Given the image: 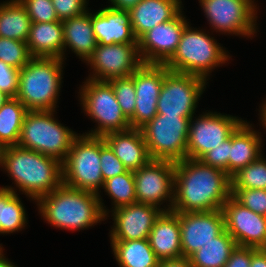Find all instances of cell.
Listing matches in <instances>:
<instances>
[{
	"mask_svg": "<svg viewBox=\"0 0 266 267\" xmlns=\"http://www.w3.org/2000/svg\"><path fill=\"white\" fill-rule=\"evenodd\" d=\"M230 196L231 177L224 170L191 158L175 163L172 211L219 210Z\"/></svg>",
	"mask_w": 266,
	"mask_h": 267,
	"instance_id": "1",
	"label": "cell"
},
{
	"mask_svg": "<svg viewBox=\"0 0 266 267\" xmlns=\"http://www.w3.org/2000/svg\"><path fill=\"white\" fill-rule=\"evenodd\" d=\"M0 168L16 186L1 188L15 193L19 190L34 202L63 184L62 163L58 159L18 145L1 148Z\"/></svg>",
	"mask_w": 266,
	"mask_h": 267,
	"instance_id": "2",
	"label": "cell"
},
{
	"mask_svg": "<svg viewBox=\"0 0 266 267\" xmlns=\"http://www.w3.org/2000/svg\"><path fill=\"white\" fill-rule=\"evenodd\" d=\"M101 195L62 184L41 196L36 205L46 223L61 230L80 231L107 220L110 210Z\"/></svg>",
	"mask_w": 266,
	"mask_h": 267,
	"instance_id": "3",
	"label": "cell"
},
{
	"mask_svg": "<svg viewBox=\"0 0 266 267\" xmlns=\"http://www.w3.org/2000/svg\"><path fill=\"white\" fill-rule=\"evenodd\" d=\"M190 26L189 23L184 28L175 53L164 65L170 71L196 75L208 81L212 71L228 63L231 56L209 31L205 33L206 29Z\"/></svg>",
	"mask_w": 266,
	"mask_h": 267,
	"instance_id": "4",
	"label": "cell"
},
{
	"mask_svg": "<svg viewBox=\"0 0 266 267\" xmlns=\"http://www.w3.org/2000/svg\"><path fill=\"white\" fill-rule=\"evenodd\" d=\"M64 63L61 58L33 57L20 69L16 98L29 111H56Z\"/></svg>",
	"mask_w": 266,
	"mask_h": 267,
	"instance_id": "5",
	"label": "cell"
},
{
	"mask_svg": "<svg viewBox=\"0 0 266 267\" xmlns=\"http://www.w3.org/2000/svg\"><path fill=\"white\" fill-rule=\"evenodd\" d=\"M54 110L28 111L18 146L58 159H66L74 139L79 135L61 124Z\"/></svg>",
	"mask_w": 266,
	"mask_h": 267,
	"instance_id": "6",
	"label": "cell"
},
{
	"mask_svg": "<svg viewBox=\"0 0 266 267\" xmlns=\"http://www.w3.org/2000/svg\"><path fill=\"white\" fill-rule=\"evenodd\" d=\"M83 83L78 92L80 105L84 114L96 122L93 130L83 134L103 137L111 132L131 128L108 81L86 79Z\"/></svg>",
	"mask_w": 266,
	"mask_h": 267,
	"instance_id": "7",
	"label": "cell"
},
{
	"mask_svg": "<svg viewBox=\"0 0 266 267\" xmlns=\"http://www.w3.org/2000/svg\"><path fill=\"white\" fill-rule=\"evenodd\" d=\"M100 164V137L79 134L62 162L63 184L100 195L104 185Z\"/></svg>",
	"mask_w": 266,
	"mask_h": 267,
	"instance_id": "8",
	"label": "cell"
},
{
	"mask_svg": "<svg viewBox=\"0 0 266 267\" xmlns=\"http://www.w3.org/2000/svg\"><path fill=\"white\" fill-rule=\"evenodd\" d=\"M190 119L157 114L141 128L151 159L171 162L186 158Z\"/></svg>",
	"mask_w": 266,
	"mask_h": 267,
	"instance_id": "9",
	"label": "cell"
},
{
	"mask_svg": "<svg viewBox=\"0 0 266 267\" xmlns=\"http://www.w3.org/2000/svg\"><path fill=\"white\" fill-rule=\"evenodd\" d=\"M210 29L252 39L257 34L255 0H198Z\"/></svg>",
	"mask_w": 266,
	"mask_h": 267,
	"instance_id": "10",
	"label": "cell"
},
{
	"mask_svg": "<svg viewBox=\"0 0 266 267\" xmlns=\"http://www.w3.org/2000/svg\"><path fill=\"white\" fill-rule=\"evenodd\" d=\"M207 80L192 74L170 71L164 65V81L157 100V114L191 119L206 89Z\"/></svg>",
	"mask_w": 266,
	"mask_h": 267,
	"instance_id": "11",
	"label": "cell"
},
{
	"mask_svg": "<svg viewBox=\"0 0 266 267\" xmlns=\"http://www.w3.org/2000/svg\"><path fill=\"white\" fill-rule=\"evenodd\" d=\"M194 117L189 123L186 158L196 160L228 139L244 121L238 116L207 110Z\"/></svg>",
	"mask_w": 266,
	"mask_h": 267,
	"instance_id": "12",
	"label": "cell"
},
{
	"mask_svg": "<svg viewBox=\"0 0 266 267\" xmlns=\"http://www.w3.org/2000/svg\"><path fill=\"white\" fill-rule=\"evenodd\" d=\"M133 176L137 202L156 206L162 211L172 210L174 162L151 159L146 165L134 171ZM165 202L166 205L163 206Z\"/></svg>",
	"mask_w": 266,
	"mask_h": 267,
	"instance_id": "13",
	"label": "cell"
},
{
	"mask_svg": "<svg viewBox=\"0 0 266 267\" xmlns=\"http://www.w3.org/2000/svg\"><path fill=\"white\" fill-rule=\"evenodd\" d=\"M92 72L87 79L110 81L131 76L142 64L138 44L97 45L86 61Z\"/></svg>",
	"mask_w": 266,
	"mask_h": 267,
	"instance_id": "14",
	"label": "cell"
},
{
	"mask_svg": "<svg viewBox=\"0 0 266 267\" xmlns=\"http://www.w3.org/2000/svg\"><path fill=\"white\" fill-rule=\"evenodd\" d=\"M183 12L181 10L172 20L156 25L138 39L143 64L164 65L173 56L189 24Z\"/></svg>",
	"mask_w": 266,
	"mask_h": 267,
	"instance_id": "15",
	"label": "cell"
},
{
	"mask_svg": "<svg viewBox=\"0 0 266 267\" xmlns=\"http://www.w3.org/2000/svg\"><path fill=\"white\" fill-rule=\"evenodd\" d=\"M225 230L240 247L261 248L266 241V216L244 207L232 196L222 206Z\"/></svg>",
	"mask_w": 266,
	"mask_h": 267,
	"instance_id": "16",
	"label": "cell"
},
{
	"mask_svg": "<svg viewBox=\"0 0 266 267\" xmlns=\"http://www.w3.org/2000/svg\"><path fill=\"white\" fill-rule=\"evenodd\" d=\"M136 92L131 128L141 129L157 115V100L164 81V65L142 64L132 75Z\"/></svg>",
	"mask_w": 266,
	"mask_h": 267,
	"instance_id": "17",
	"label": "cell"
},
{
	"mask_svg": "<svg viewBox=\"0 0 266 267\" xmlns=\"http://www.w3.org/2000/svg\"><path fill=\"white\" fill-rule=\"evenodd\" d=\"M110 212L114 221L109 231L110 241H128L148 239L154 222L162 210L153 205L136 202Z\"/></svg>",
	"mask_w": 266,
	"mask_h": 267,
	"instance_id": "18",
	"label": "cell"
},
{
	"mask_svg": "<svg viewBox=\"0 0 266 267\" xmlns=\"http://www.w3.org/2000/svg\"><path fill=\"white\" fill-rule=\"evenodd\" d=\"M179 223L182 254L187 258L225 229L222 209L179 213Z\"/></svg>",
	"mask_w": 266,
	"mask_h": 267,
	"instance_id": "19",
	"label": "cell"
},
{
	"mask_svg": "<svg viewBox=\"0 0 266 267\" xmlns=\"http://www.w3.org/2000/svg\"><path fill=\"white\" fill-rule=\"evenodd\" d=\"M91 22L99 45L138 44L128 10L107 6L91 12Z\"/></svg>",
	"mask_w": 266,
	"mask_h": 267,
	"instance_id": "20",
	"label": "cell"
},
{
	"mask_svg": "<svg viewBox=\"0 0 266 267\" xmlns=\"http://www.w3.org/2000/svg\"><path fill=\"white\" fill-rule=\"evenodd\" d=\"M249 123L244 120L229 137L230 177L263 154V135Z\"/></svg>",
	"mask_w": 266,
	"mask_h": 267,
	"instance_id": "21",
	"label": "cell"
},
{
	"mask_svg": "<svg viewBox=\"0 0 266 267\" xmlns=\"http://www.w3.org/2000/svg\"><path fill=\"white\" fill-rule=\"evenodd\" d=\"M103 139L127 170L134 172L151 160L141 129L111 132Z\"/></svg>",
	"mask_w": 266,
	"mask_h": 267,
	"instance_id": "22",
	"label": "cell"
},
{
	"mask_svg": "<svg viewBox=\"0 0 266 267\" xmlns=\"http://www.w3.org/2000/svg\"><path fill=\"white\" fill-rule=\"evenodd\" d=\"M148 240L159 261L182 257L179 213L162 211L154 222Z\"/></svg>",
	"mask_w": 266,
	"mask_h": 267,
	"instance_id": "23",
	"label": "cell"
},
{
	"mask_svg": "<svg viewBox=\"0 0 266 267\" xmlns=\"http://www.w3.org/2000/svg\"><path fill=\"white\" fill-rule=\"evenodd\" d=\"M181 0H141L128 10L134 35L139 39L158 24L172 20L183 10Z\"/></svg>",
	"mask_w": 266,
	"mask_h": 267,
	"instance_id": "24",
	"label": "cell"
},
{
	"mask_svg": "<svg viewBox=\"0 0 266 267\" xmlns=\"http://www.w3.org/2000/svg\"><path fill=\"white\" fill-rule=\"evenodd\" d=\"M64 34V60L66 50L71 49L74 54L85 62L92 56L98 43L93 31L91 12L85 11L81 15L62 21Z\"/></svg>",
	"mask_w": 266,
	"mask_h": 267,
	"instance_id": "25",
	"label": "cell"
},
{
	"mask_svg": "<svg viewBox=\"0 0 266 267\" xmlns=\"http://www.w3.org/2000/svg\"><path fill=\"white\" fill-rule=\"evenodd\" d=\"M26 43L32 57L61 58L64 61L62 21L32 22Z\"/></svg>",
	"mask_w": 266,
	"mask_h": 267,
	"instance_id": "26",
	"label": "cell"
},
{
	"mask_svg": "<svg viewBox=\"0 0 266 267\" xmlns=\"http://www.w3.org/2000/svg\"><path fill=\"white\" fill-rule=\"evenodd\" d=\"M119 267H158L159 260L149 240L110 241Z\"/></svg>",
	"mask_w": 266,
	"mask_h": 267,
	"instance_id": "27",
	"label": "cell"
},
{
	"mask_svg": "<svg viewBox=\"0 0 266 267\" xmlns=\"http://www.w3.org/2000/svg\"><path fill=\"white\" fill-rule=\"evenodd\" d=\"M32 21L19 0L0 2V37L26 42Z\"/></svg>",
	"mask_w": 266,
	"mask_h": 267,
	"instance_id": "28",
	"label": "cell"
},
{
	"mask_svg": "<svg viewBox=\"0 0 266 267\" xmlns=\"http://www.w3.org/2000/svg\"><path fill=\"white\" fill-rule=\"evenodd\" d=\"M233 237L224 229L190 257L192 267H224L237 247Z\"/></svg>",
	"mask_w": 266,
	"mask_h": 267,
	"instance_id": "29",
	"label": "cell"
},
{
	"mask_svg": "<svg viewBox=\"0 0 266 267\" xmlns=\"http://www.w3.org/2000/svg\"><path fill=\"white\" fill-rule=\"evenodd\" d=\"M28 111L16 97L8 98L0 108V148L18 144Z\"/></svg>",
	"mask_w": 266,
	"mask_h": 267,
	"instance_id": "30",
	"label": "cell"
},
{
	"mask_svg": "<svg viewBox=\"0 0 266 267\" xmlns=\"http://www.w3.org/2000/svg\"><path fill=\"white\" fill-rule=\"evenodd\" d=\"M18 193L0 187V234L22 231L28 218ZM2 246V243L0 244Z\"/></svg>",
	"mask_w": 266,
	"mask_h": 267,
	"instance_id": "31",
	"label": "cell"
},
{
	"mask_svg": "<svg viewBox=\"0 0 266 267\" xmlns=\"http://www.w3.org/2000/svg\"><path fill=\"white\" fill-rule=\"evenodd\" d=\"M101 189L111 199L113 205L111 210L137 202L133 171L127 170L121 175L106 180Z\"/></svg>",
	"mask_w": 266,
	"mask_h": 267,
	"instance_id": "32",
	"label": "cell"
},
{
	"mask_svg": "<svg viewBox=\"0 0 266 267\" xmlns=\"http://www.w3.org/2000/svg\"><path fill=\"white\" fill-rule=\"evenodd\" d=\"M231 189L266 190V158L263 154L231 177Z\"/></svg>",
	"mask_w": 266,
	"mask_h": 267,
	"instance_id": "33",
	"label": "cell"
},
{
	"mask_svg": "<svg viewBox=\"0 0 266 267\" xmlns=\"http://www.w3.org/2000/svg\"><path fill=\"white\" fill-rule=\"evenodd\" d=\"M32 58L26 42L0 37V60L6 64L22 69Z\"/></svg>",
	"mask_w": 266,
	"mask_h": 267,
	"instance_id": "34",
	"label": "cell"
},
{
	"mask_svg": "<svg viewBox=\"0 0 266 267\" xmlns=\"http://www.w3.org/2000/svg\"><path fill=\"white\" fill-rule=\"evenodd\" d=\"M114 90L118 104L124 115L130 119L134 115L136 92L131 76L108 81Z\"/></svg>",
	"mask_w": 266,
	"mask_h": 267,
	"instance_id": "35",
	"label": "cell"
},
{
	"mask_svg": "<svg viewBox=\"0 0 266 267\" xmlns=\"http://www.w3.org/2000/svg\"><path fill=\"white\" fill-rule=\"evenodd\" d=\"M231 196L244 207L266 216V190L231 189Z\"/></svg>",
	"mask_w": 266,
	"mask_h": 267,
	"instance_id": "36",
	"label": "cell"
},
{
	"mask_svg": "<svg viewBox=\"0 0 266 267\" xmlns=\"http://www.w3.org/2000/svg\"><path fill=\"white\" fill-rule=\"evenodd\" d=\"M32 22H54L59 21L52 0H19Z\"/></svg>",
	"mask_w": 266,
	"mask_h": 267,
	"instance_id": "37",
	"label": "cell"
},
{
	"mask_svg": "<svg viewBox=\"0 0 266 267\" xmlns=\"http://www.w3.org/2000/svg\"><path fill=\"white\" fill-rule=\"evenodd\" d=\"M100 167L104 182L127 171L121 160L100 137Z\"/></svg>",
	"mask_w": 266,
	"mask_h": 267,
	"instance_id": "38",
	"label": "cell"
},
{
	"mask_svg": "<svg viewBox=\"0 0 266 267\" xmlns=\"http://www.w3.org/2000/svg\"><path fill=\"white\" fill-rule=\"evenodd\" d=\"M202 163L224 170L229 175V138L200 159Z\"/></svg>",
	"mask_w": 266,
	"mask_h": 267,
	"instance_id": "39",
	"label": "cell"
},
{
	"mask_svg": "<svg viewBox=\"0 0 266 267\" xmlns=\"http://www.w3.org/2000/svg\"><path fill=\"white\" fill-rule=\"evenodd\" d=\"M20 69L0 60V91L9 97H16L18 92Z\"/></svg>",
	"mask_w": 266,
	"mask_h": 267,
	"instance_id": "40",
	"label": "cell"
},
{
	"mask_svg": "<svg viewBox=\"0 0 266 267\" xmlns=\"http://www.w3.org/2000/svg\"><path fill=\"white\" fill-rule=\"evenodd\" d=\"M89 0H52L60 21L81 15L88 9Z\"/></svg>",
	"mask_w": 266,
	"mask_h": 267,
	"instance_id": "41",
	"label": "cell"
},
{
	"mask_svg": "<svg viewBox=\"0 0 266 267\" xmlns=\"http://www.w3.org/2000/svg\"><path fill=\"white\" fill-rule=\"evenodd\" d=\"M251 247L237 246L224 267H250Z\"/></svg>",
	"mask_w": 266,
	"mask_h": 267,
	"instance_id": "42",
	"label": "cell"
},
{
	"mask_svg": "<svg viewBox=\"0 0 266 267\" xmlns=\"http://www.w3.org/2000/svg\"><path fill=\"white\" fill-rule=\"evenodd\" d=\"M250 267H266V252L260 248L251 247Z\"/></svg>",
	"mask_w": 266,
	"mask_h": 267,
	"instance_id": "43",
	"label": "cell"
},
{
	"mask_svg": "<svg viewBox=\"0 0 266 267\" xmlns=\"http://www.w3.org/2000/svg\"><path fill=\"white\" fill-rule=\"evenodd\" d=\"M158 267H192L190 259L187 257H178L159 262Z\"/></svg>",
	"mask_w": 266,
	"mask_h": 267,
	"instance_id": "44",
	"label": "cell"
},
{
	"mask_svg": "<svg viewBox=\"0 0 266 267\" xmlns=\"http://www.w3.org/2000/svg\"><path fill=\"white\" fill-rule=\"evenodd\" d=\"M111 6L116 9L129 10L141 0H108Z\"/></svg>",
	"mask_w": 266,
	"mask_h": 267,
	"instance_id": "45",
	"label": "cell"
},
{
	"mask_svg": "<svg viewBox=\"0 0 266 267\" xmlns=\"http://www.w3.org/2000/svg\"><path fill=\"white\" fill-rule=\"evenodd\" d=\"M259 106L260 110L259 111V121L261 126H263L264 129H266V100L263 101Z\"/></svg>",
	"mask_w": 266,
	"mask_h": 267,
	"instance_id": "46",
	"label": "cell"
},
{
	"mask_svg": "<svg viewBox=\"0 0 266 267\" xmlns=\"http://www.w3.org/2000/svg\"><path fill=\"white\" fill-rule=\"evenodd\" d=\"M2 246H0V267H17L13 262L9 261L8 258L4 255Z\"/></svg>",
	"mask_w": 266,
	"mask_h": 267,
	"instance_id": "47",
	"label": "cell"
},
{
	"mask_svg": "<svg viewBox=\"0 0 266 267\" xmlns=\"http://www.w3.org/2000/svg\"><path fill=\"white\" fill-rule=\"evenodd\" d=\"M10 98L4 92L0 91V108L4 105V103Z\"/></svg>",
	"mask_w": 266,
	"mask_h": 267,
	"instance_id": "48",
	"label": "cell"
},
{
	"mask_svg": "<svg viewBox=\"0 0 266 267\" xmlns=\"http://www.w3.org/2000/svg\"><path fill=\"white\" fill-rule=\"evenodd\" d=\"M260 249H262L263 251L266 252V241H265L264 245Z\"/></svg>",
	"mask_w": 266,
	"mask_h": 267,
	"instance_id": "49",
	"label": "cell"
}]
</instances>
